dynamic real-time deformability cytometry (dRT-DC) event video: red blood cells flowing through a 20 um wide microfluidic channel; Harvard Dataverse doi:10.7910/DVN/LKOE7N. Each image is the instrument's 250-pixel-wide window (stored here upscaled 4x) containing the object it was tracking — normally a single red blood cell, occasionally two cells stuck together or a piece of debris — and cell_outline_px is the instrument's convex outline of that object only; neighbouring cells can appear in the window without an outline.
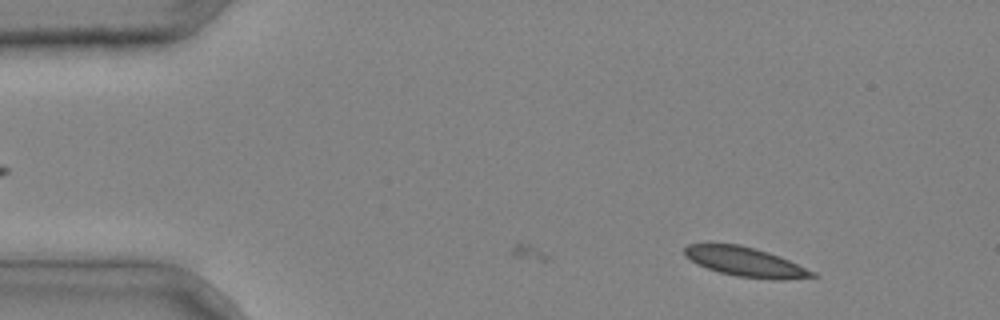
{"species": "common noctule bat (a hibernating species)", "species_latin": "Nyctalus noctula", "temperature_condition": "cold", "stored_images_in_passage": 4, "camera_frame_rate_fps": 3000, "um_per_image_px": 0.085, "animal": {"sex": "male", "body_mass_g": 20.4}, "frame": {"image": 1, "passage_image": 4, "time_ms": 1.0, "image_size_px": [1000, 320], "cell_outline_px": [[820, 276], [784, 280], [772, 280], [736, 276], [720, 272], [708, 268], [684, 256], [684, 248], [688, 244], [740, 244], [756, 248], [768, 252], [788, 260], [816, 272]], "centroid_in_image_um": [63.41, 22.27], "position_along_channel_um": 21.6, "area_um2": 21.79}}